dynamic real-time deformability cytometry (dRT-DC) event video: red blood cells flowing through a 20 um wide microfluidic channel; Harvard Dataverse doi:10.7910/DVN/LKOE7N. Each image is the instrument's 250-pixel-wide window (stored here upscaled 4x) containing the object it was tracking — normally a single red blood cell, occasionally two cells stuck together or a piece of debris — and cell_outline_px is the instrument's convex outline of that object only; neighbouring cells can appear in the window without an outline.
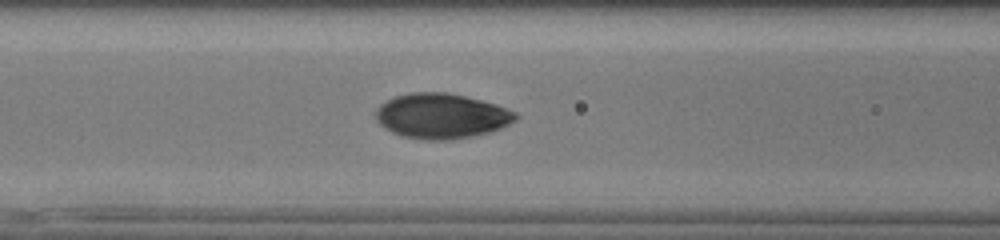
{"species": "human", "species_latin": "Homo sapiens", "temperature_condition": "cold", "stored_images_in_passage": 55, "camera_frame_rate_fps": 3000, "um_per_image_px": 0.085, "donor": {"sex": "male"}, "frame": {"image": 1, "passage_image": 25, "time_ms": 8.0, "image_size_px": [1000, 240], "cell_outline_px": [[520, 116], [516, 120], [500, 128], [488, 132], [472, 136], [448, 140], [428, 140], [404, 136], [392, 132], [384, 128], [376, 120], [376, 108], [380, 104], [396, 96], [412, 92], [448, 92], [496, 104], [516, 112]], "centroid_in_image_um": [37.52, 9.85], "position_along_channel_um": 129.1, "area_um2": 36.59}}
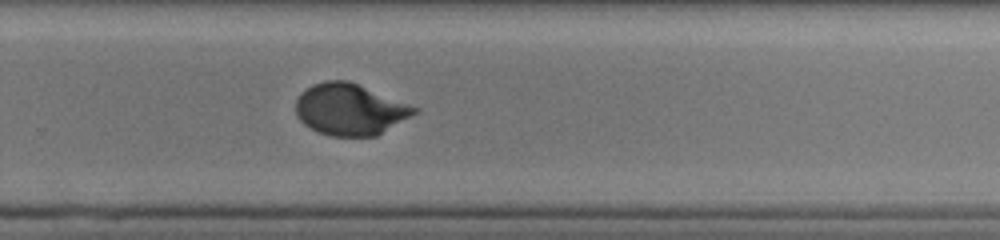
{"frame": {"image": 2, "passage_image": 39, "time_ms": 12.667, "image_size_px": [1000, 240], "cell_outline_px": [[420, 112], [376, 136], [332, 136], [320, 132], [304, 124], [296, 116], [296, 100], [300, 92], [312, 84], [324, 80], [348, 80], [420, 108]], "centroid_in_image_um": [29.76, 9.29], "position_along_channel_um": 300.0, "area_um2": 35.72}}
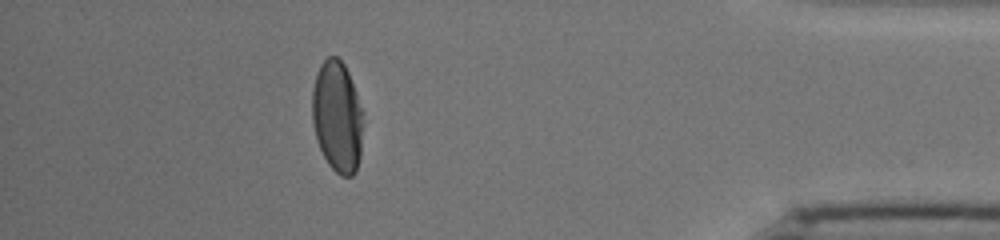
{"frame": {"image": 3, "passage_image": 51, "time_ms": 16.667, "image_size_px": [1000, 240], "cell_outline_px": [[364, 112], [360, 156], [356, 172], [352, 176], [340, 176], [328, 164], [316, 140], [312, 120], [312, 88], [316, 72], [320, 64], [328, 56], [336, 56], [344, 64], [348, 72]], "centroid_in_image_um": [28.67, 9.91], "position_along_channel_um": 406.5, "area_um2": 33.52}}